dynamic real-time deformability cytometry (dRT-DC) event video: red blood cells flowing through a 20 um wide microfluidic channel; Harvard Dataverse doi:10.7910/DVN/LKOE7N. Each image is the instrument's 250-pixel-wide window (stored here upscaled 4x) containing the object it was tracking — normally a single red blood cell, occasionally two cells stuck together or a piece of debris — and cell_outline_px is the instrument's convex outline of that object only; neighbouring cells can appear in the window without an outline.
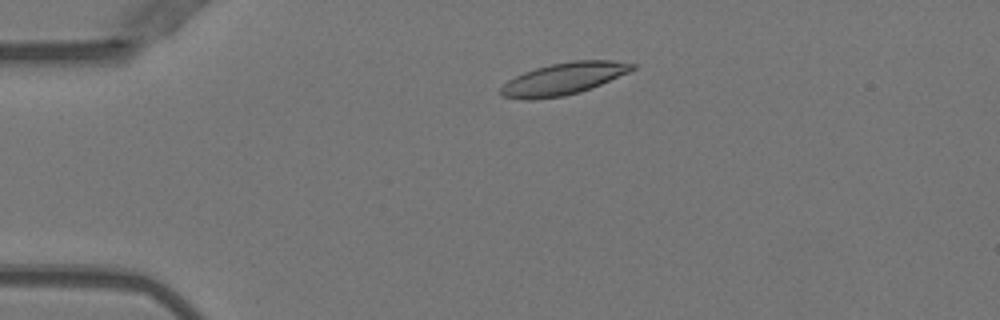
{"species": "Egyptian fruit bat (a non-hibernating species)", "species_latin": "Rousettus aegyptiacus", "temperature_condition": "warm", "stored_images_in_passage": 49, "camera_frame_rate_fps": 3000, "um_per_image_px": 0.085, "animal": {"sex": "female"}, "frame": {"image": 1, "passage_image": 9, "time_ms": 2.667, "image_size_px": [1000, 320], "cell_outline_px": [[636, 68], [628, 72], [592, 88], [580, 92], [564, 96], [532, 100], [520, 100], [500, 96], [500, 88], [508, 80], [524, 72], [536, 68], [552, 64], [572, 60], [616, 60], [636, 64]], "centroid_in_image_um": [47.88, 6.7], "position_along_channel_um": 37.1, "area_um2": 24.68}}
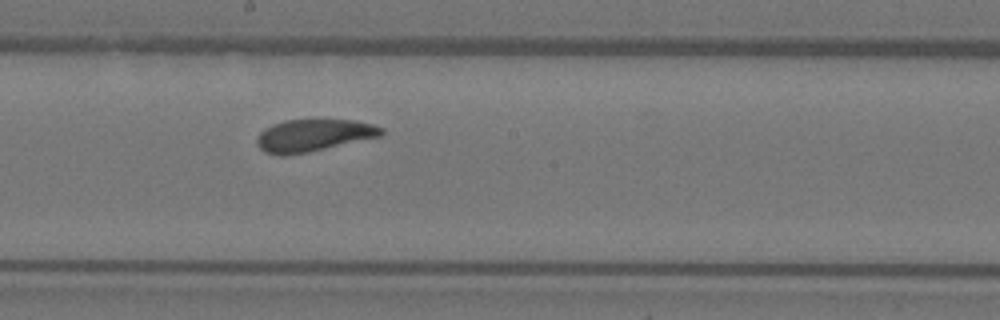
{"frame": {"image": 2, "passage_image": 26, "time_ms": 8.333, "image_size_px": [1000, 320], "cell_outline_px": [[384, 132], [380, 136], [308, 152], [284, 156], [280, 156], [264, 152], [256, 144], [256, 136], [264, 128], [272, 124], [284, 120], [316, 116], [320, 116], [356, 120], [372, 124], [384, 128]], "centroid_in_image_um": [26.62, 11.44], "position_along_channel_um": 221.6, "area_um2": 24.51}}
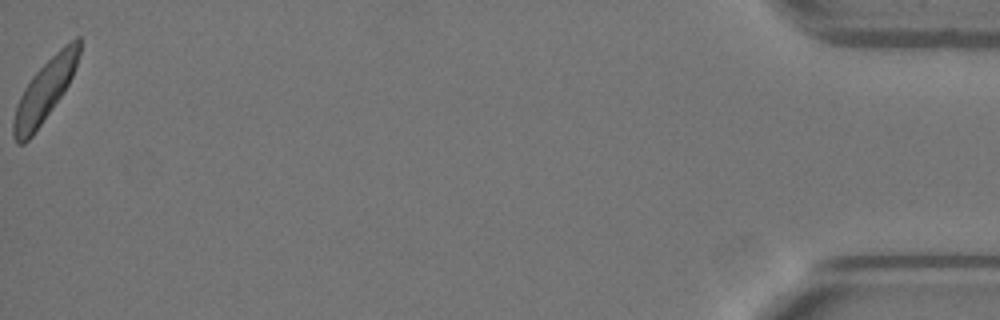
{"frame": {"image": 3, "passage_image": 49, "time_ms": 16.0, "image_size_px": [1000, 320], "cell_outline_px": [[80, 52], [72, 76], [64, 92], [32, 136], [24, 144], [16, 144], [12, 136], [12, 120], [16, 104], [24, 88], [32, 76], [64, 44], [76, 36], [80, 36]], "centroid_in_image_um": [3.77, 7.74], "position_along_channel_um": 431.4, "area_um2": 23.47}, "authors_computed_cell_mechanics": {"area_um2": 24.0448, "velocity_mm_per_s": 3.9833, "shape_relaxation_time_tau1_ms": 2.8078, "shape_relaxation_time_tau2_ms": 1.6168, "deformation_change_tau1": 0.1153, "deformation_change_tau2": 0.0864}}